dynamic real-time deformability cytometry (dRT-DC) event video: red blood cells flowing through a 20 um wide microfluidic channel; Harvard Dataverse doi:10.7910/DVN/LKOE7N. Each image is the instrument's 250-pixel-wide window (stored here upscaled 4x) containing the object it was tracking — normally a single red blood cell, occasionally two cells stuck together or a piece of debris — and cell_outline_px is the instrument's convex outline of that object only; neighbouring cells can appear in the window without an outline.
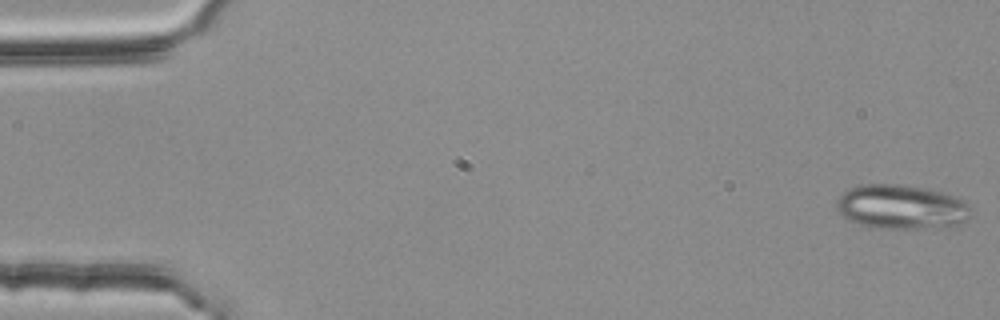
{"species": "common noctule bat (a hibernating species)", "species_latin": "Nyctalus noctula", "temperature_condition": "room temperature", "stored_images_in_passage": 4, "camera_frame_rate_fps": 3000, "um_per_image_px": 0.085, "animal": {"sex": "female", "body_mass_g": 25.1}, "frame": {"image": 1, "passage_image": 1, "time_ms": 0.0, "image_size_px": [1000, 320], "cell_outline_px": [[968, 216], [960, 224], [908, 228], [872, 228], [848, 220], [836, 208], [836, 200], [848, 188], [860, 184], [900, 184], [924, 188], [940, 192], [952, 196], [968, 204]], "centroid_in_image_um": [76.51, 17.57], "position_along_channel_um": 8.5, "area_um2": 34.04}}